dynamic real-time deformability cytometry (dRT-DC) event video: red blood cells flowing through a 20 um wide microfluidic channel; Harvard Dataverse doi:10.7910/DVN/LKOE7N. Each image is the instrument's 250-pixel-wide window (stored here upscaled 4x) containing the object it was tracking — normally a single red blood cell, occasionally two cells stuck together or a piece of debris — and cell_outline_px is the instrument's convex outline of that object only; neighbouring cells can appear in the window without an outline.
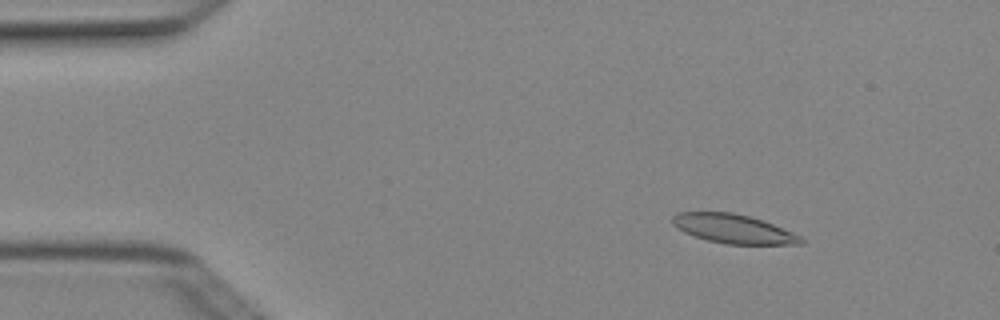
{"species": "Egyptian fruit bat (a non-hibernating species)", "species_latin": "Rousettus aegyptiacus", "temperature_condition": "cold", "stored_images_in_passage": 4, "camera_frame_rate_fps": 3000, "um_per_image_px": 0.085, "animal": {"sex": "female"}, "frame": {"image": 1, "passage_image": 2, "time_ms": 0.333, "image_size_px": [1000, 320], "cell_outline_px": [[804, 244], [728, 244], [708, 240], [684, 232], [676, 228], [672, 224], [672, 216], [676, 212], [732, 212], [764, 220], [792, 232], [800, 236], [804, 240]], "centroid_in_image_um": [62.33, 19.44], "position_along_channel_um": 22.7, "area_um2": 21.68}}
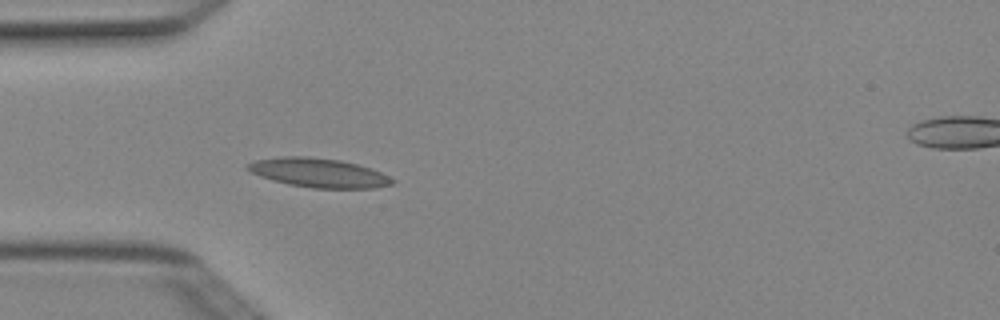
{"frame": {"image": 2, "passage_image": 4, "time_ms": 1.0, "image_size_px": [1000, 320], "cell_outline_px": [[396, 180], [392, 184], [376, 188], [312, 188], [288, 184], [272, 180], [260, 176], [244, 168], [248, 164], [256, 160], [284, 156], [304, 156], [340, 160], [372, 168]], "centroid_in_image_um": [27.1, 14.69], "position_along_channel_um": 57.9, "area_um2": 24.45}}